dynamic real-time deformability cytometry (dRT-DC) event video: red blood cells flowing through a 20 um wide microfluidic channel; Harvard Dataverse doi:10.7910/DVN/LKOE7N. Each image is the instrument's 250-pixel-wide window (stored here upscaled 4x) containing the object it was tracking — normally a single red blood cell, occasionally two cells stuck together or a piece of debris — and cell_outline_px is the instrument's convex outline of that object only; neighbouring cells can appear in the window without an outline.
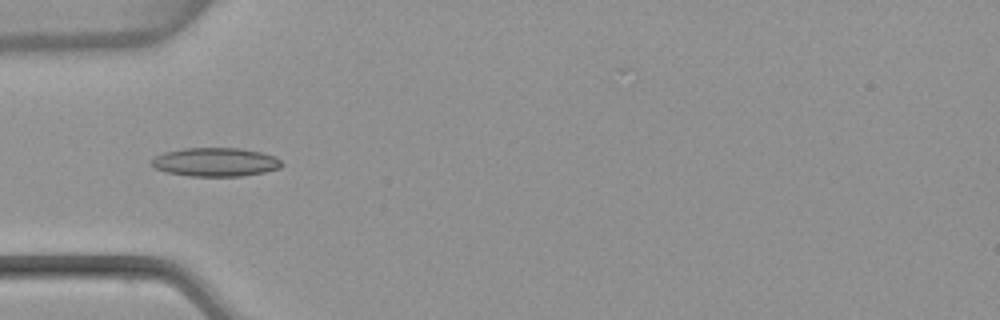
{"species": "common noctule bat (a hibernating species)", "species_latin": "Nyctalus noctula", "temperature_condition": "warm", "stored_images_in_passage": 7, "camera_frame_rate_fps": 3000, "um_per_image_px": 0.085, "animal": {"sex": "female", "body_mass_g": 22.7, "forearm_length_mm": 54.2}, "frame": {"image": 1, "passage_image": 2, "time_ms": 0.333, "image_size_px": [1000, 320], "cell_outline_px": [[284, 164], [280, 168], [264, 172], [240, 176], [188, 176], [168, 172], [152, 168], [148, 164], [156, 156], [164, 152], [184, 148], [240, 148], [260, 152], [276, 156]], "centroid_in_image_um": [18.3, 13.77], "position_along_channel_um": 66.7, "area_um2": 21.91}}